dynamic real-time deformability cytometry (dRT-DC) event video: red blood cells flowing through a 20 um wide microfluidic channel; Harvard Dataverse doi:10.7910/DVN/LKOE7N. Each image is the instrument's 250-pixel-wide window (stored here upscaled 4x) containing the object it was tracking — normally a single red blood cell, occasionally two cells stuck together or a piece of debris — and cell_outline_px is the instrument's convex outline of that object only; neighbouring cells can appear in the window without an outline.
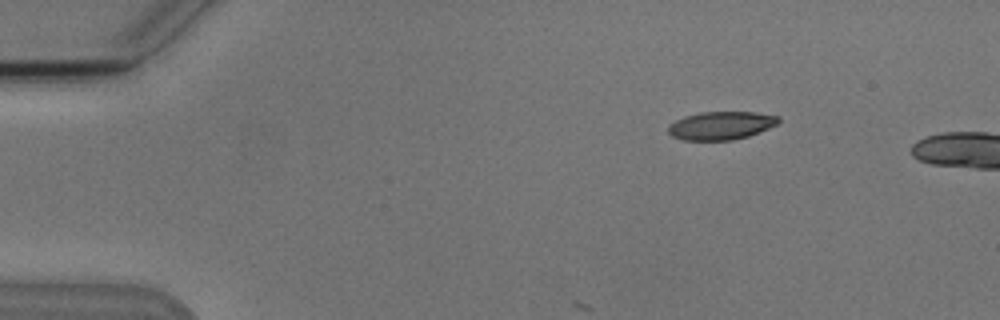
{"species": "Egyptian fruit bat (a non-hibernating species)", "species_latin": "Rousettus aegyptiacus", "temperature_condition": "cold", "stored_images_in_passage": 7, "camera_frame_rate_fps": 3000, "um_per_image_px": 0.085, "animal": {"sex": "male"}, "frame": {"image": 1, "passage_image": 7, "time_ms": 7.0, "image_size_px": [1000, 320], "cell_outline_px": [[780, 120], [776, 124], [760, 132], [748, 136], [732, 140], [684, 140], [672, 136], [668, 132], [668, 124], [684, 116], [700, 112], [756, 112], [780, 116]], "centroid_in_image_um": [61.28, 10.66], "position_along_channel_um": 23.7, "area_um2": 18.15}}